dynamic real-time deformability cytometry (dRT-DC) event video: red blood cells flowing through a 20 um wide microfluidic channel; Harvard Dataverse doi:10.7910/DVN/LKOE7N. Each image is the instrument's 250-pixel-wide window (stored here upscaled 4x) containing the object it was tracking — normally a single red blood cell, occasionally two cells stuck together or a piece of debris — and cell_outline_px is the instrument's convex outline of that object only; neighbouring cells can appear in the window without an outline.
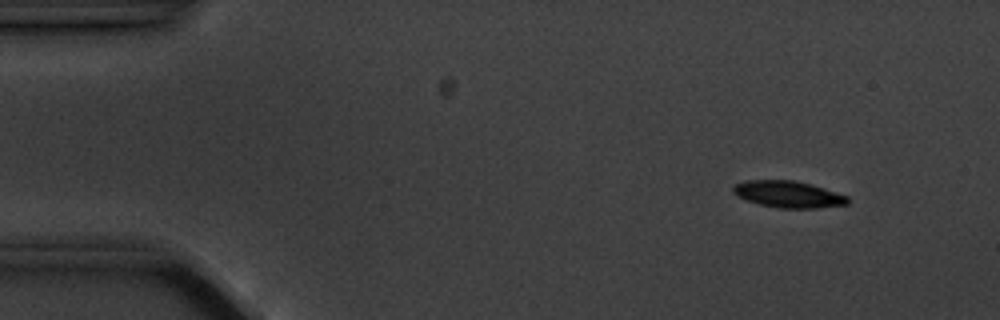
{"species": "common noctule bat (a hibernating species)", "species_latin": "Nyctalus noctula", "temperature_condition": "cold", "stored_images_in_passage": 4, "camera_frame_rate_fps": 3000, "um_per_image_px": 0.085, "animal": {"sex": "male", "body_mass_g": 20.1, "forearm_length_mm": 53.5}, "frame": {"image": 1, "passage_image": 2, "time_ms": 1.0, "image_size_px": [1000, 320], "cell_outline_px": [[848, 204], [816, 208], [776, 208], [760, 204], [736, 196], [732, 192], [732, 188], [736, 184], [748, 180], [792, 180], [808, 184], [848, 196]], "centroid_in_image_um": [66.96, 16.52], "position_along_channel_um": 18.0, "area_um2": 17.51}}